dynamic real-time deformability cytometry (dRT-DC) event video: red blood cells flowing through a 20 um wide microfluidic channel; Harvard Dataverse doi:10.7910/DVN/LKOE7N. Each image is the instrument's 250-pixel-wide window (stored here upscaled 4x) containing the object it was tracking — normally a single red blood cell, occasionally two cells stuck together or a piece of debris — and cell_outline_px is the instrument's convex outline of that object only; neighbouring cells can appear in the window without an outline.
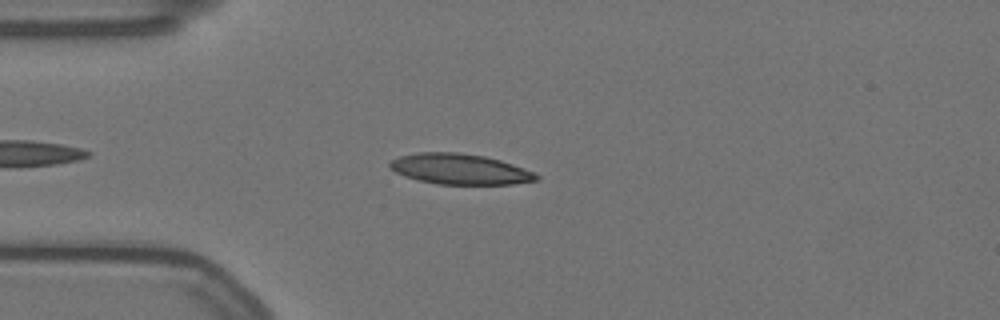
{"species": "Egyptian fruit bat (a non-hibernating species)", "species_latin": "Rousettus aegyptiacus", "temperature_condition": "warm", "stored_images_in_passage": 45, "camera_frame_rate_fps": 3000, "um_per_image_px": 0.085, "animal": {"sex": "female"}, "frame": {"image": 1, "passage_image": 6, "time_ms": 1.667, "image_size_px": [1000, 320], "cell_outline_px": [[540, 180], [512, 184], [436, 184], [404, 176], [396, 172], [388, 164], [392, 160], [400, 156], [420, 152], [456, 152], [484, 156], [500, 160], [524, 168], [540, 176]], "centroid_in_image_um": [39.11, 14.37], "position_along_channel_um": 45.9, "area_um2": 25.89}}
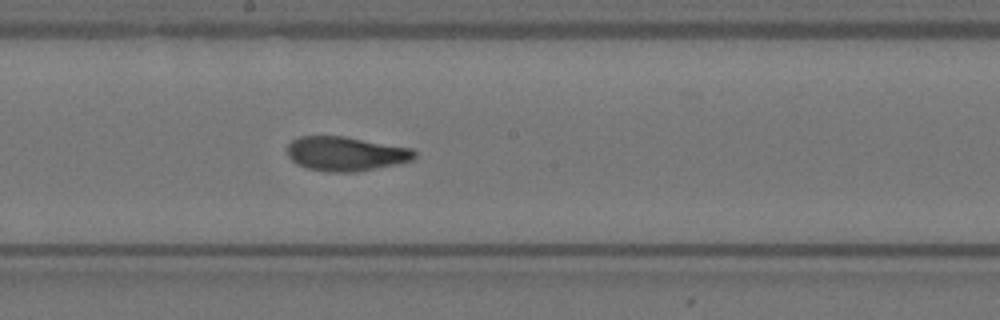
{"frame": {"image": 2, "passage_image": 22, "time_ms": 7.0, "image_size_px": [1000, 320], "cell_outline_px": [[416, 156], [412, 160], [352, 172], [328, 172], [308, 168], [296, 164], [288, 156], [288, 144], [292, 140], [300, 136], [344, 136], [412, 148], [416, 152]], "centroid_in_image_um": [29.35, 13.05], "position_along_channel_um": 218.8, "area_um2": 25.14}}
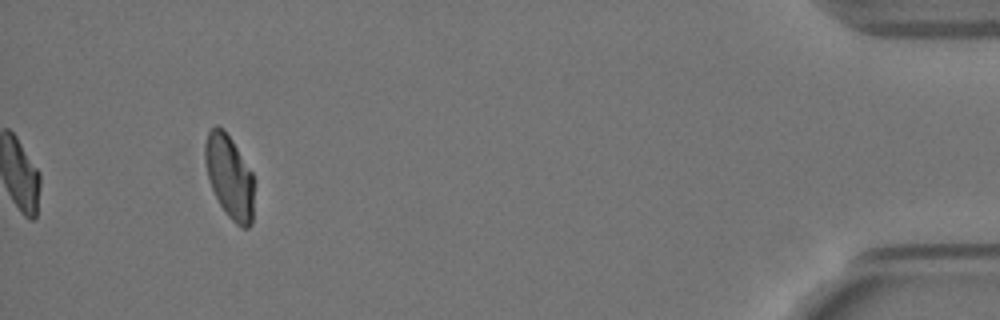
{"frame": {"image": 3, "passage_image": 45, "time_ms": 14.667, "image_size_px": [1000, 320], "cell_outline_px": [[252, 224], [248, 228], [240, 228], [228, 216], [220, 204], [212, 188], [208, 176], [204, 160], [204, 144], [208, 132], [216, 124], [232, 140], [252, 172]], "centroid_in_image_um": [19.48, 15.03], "position_along_channel_um": 415.7, "area_um2": 23.35}, "authors_computed_cell_mechanics": {"area_um2": 25.6054, "velocity_mm_per_s": 3.5091, "shape_relaxation_time_tau1_ms": 5.2561, "shape_relaxation_time_tau2_ms": 1.5226, "deformation_change_tau1": 0.1829, "deformation_change_tau2": 0.0722}}